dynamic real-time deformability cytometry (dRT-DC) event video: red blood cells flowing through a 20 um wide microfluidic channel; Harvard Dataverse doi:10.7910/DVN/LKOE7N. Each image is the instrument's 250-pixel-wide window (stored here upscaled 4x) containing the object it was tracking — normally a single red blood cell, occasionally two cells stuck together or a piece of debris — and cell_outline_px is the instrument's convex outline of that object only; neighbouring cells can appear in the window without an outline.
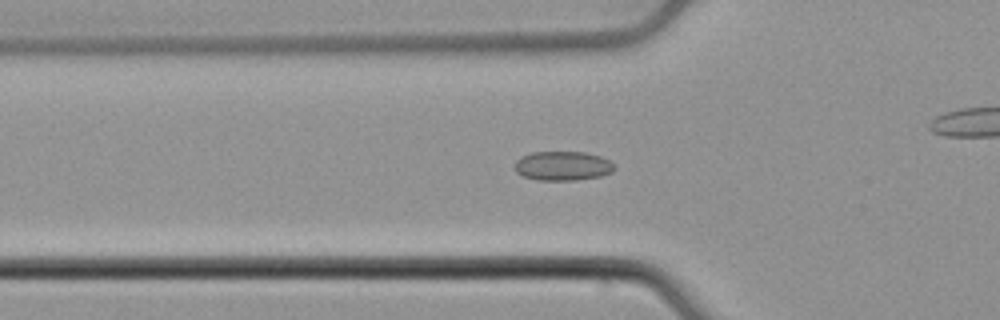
{"species": "common noctule bat (a hibernating species)", "species_latin": "Nyctalus noctula", "temperature_condition": "cold", "stored_images_in_passage": 44, "camera_frame_rate_fps": 3000, "um_per_image_px": 0.085, "animal": {"sex": "male", "body_mass_g": 21.5, "forearm_length_mm": 52.0}, "frame": {"image": 1, "passage_image": 19, "time_ms": 6.0, "image_size_px": [1000, 320], "cell_outline_px": [[616, 168], [612, 172], [600, 176], [576, 180], [536, 180], [524, 176], [516, 172], [516, 160], [520, 156], [532, 152], [584, 152], [600, 156], [608, 160]], "centroid_in_image_um": [47.82, 14.1], "position_along_channel_um": 78.0, "area_um2": 16.94}}
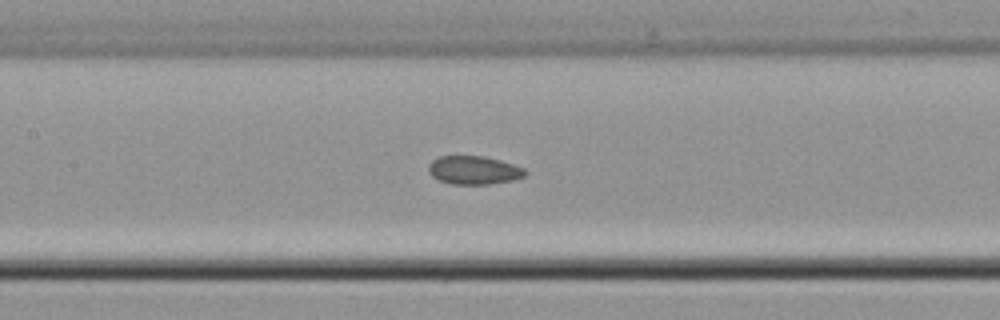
{"frame": {"image": 2, "passage_image": 26, "time_ms": 8.333, "image_size_px": [1000, 320], "cell_outline_px": [[528, 172], [524, 176], [512, 180], [488, 184], [452, 184], [440, 180], [432, 176], [428, 172], [428, 164], [432, 160], [440, 156], [484, 156], [500, 160], [524, 168]], "centroid_in_image_um": [40.26, 14.46], "position_along_channel_um": 167.1, "area_um2": 15.95}}
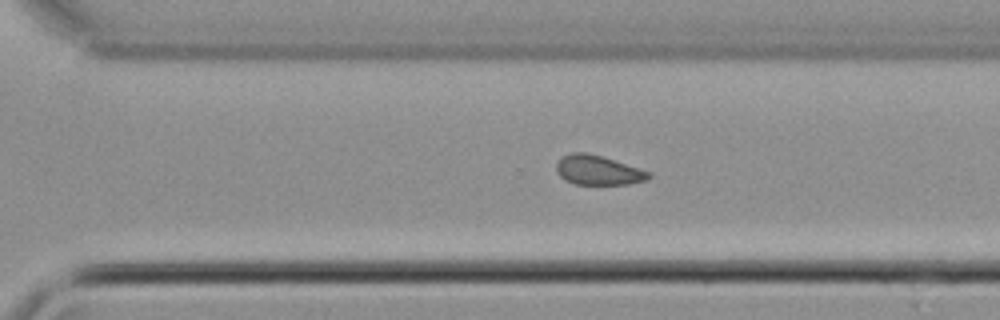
{"frame": {"image": 3, "passage_image": 38, "time_ms": 12.333, "image_size_px": [1000, 320], "cell_outline_px": [[652, 176], [648, 180], [628, 184], [576, 184], [564, 180], [556, 172], [556, 164], [564, 156], [572, 152], [584, 152], [600, 156], [652, 172]], "centroid_in_image_um": [50.86, 14.48], "position_along_channel_um": 319.7, "area_um2": 15.78}}